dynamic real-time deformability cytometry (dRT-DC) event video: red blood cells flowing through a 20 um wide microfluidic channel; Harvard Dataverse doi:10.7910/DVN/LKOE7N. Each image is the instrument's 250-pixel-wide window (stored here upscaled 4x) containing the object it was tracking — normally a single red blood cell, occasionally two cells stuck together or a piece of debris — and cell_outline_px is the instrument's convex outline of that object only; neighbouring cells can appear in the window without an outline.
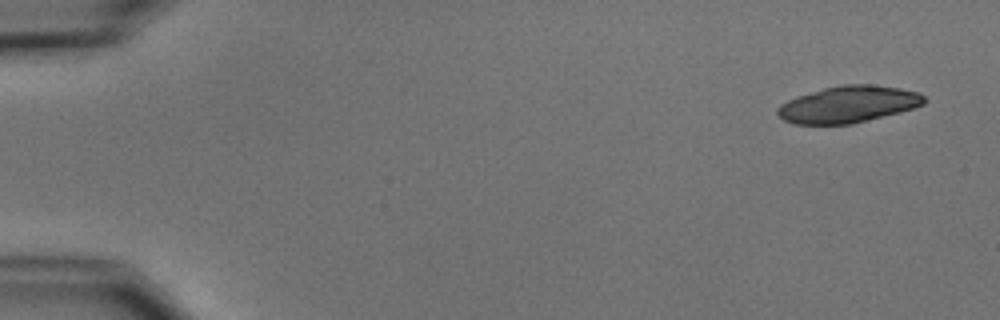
{"species": "common noctule bat (a hibernating species)", "species_latin": "Nyctalus noctula", "temperature_condition": "cold", "stored_images_in_passage": 7, "camera_frame_rate_fps": 3000, "um_per_image_px": 0.085, "animal": {"sex": "male", "body_mass_g": 15.6}, "frame": {"image": 1, "passage_image": 1, "time_ms": 0.0, "image_size_px": [1000, 320], "cell_outline_px": [[928, 100], [924, 104], [900, 112], [852, 124], [796, 124], [784, 120], [776, 112], [776, 108], [780, 104], [796, 96], [824, 88], [844, 84], [872, 84], [900, 88], [916, 92], [924, 96]], "centroid_in_image_um": [72.1, 8.86], "position_along_channel_um": 12.9, "area_um2": 31.33}}